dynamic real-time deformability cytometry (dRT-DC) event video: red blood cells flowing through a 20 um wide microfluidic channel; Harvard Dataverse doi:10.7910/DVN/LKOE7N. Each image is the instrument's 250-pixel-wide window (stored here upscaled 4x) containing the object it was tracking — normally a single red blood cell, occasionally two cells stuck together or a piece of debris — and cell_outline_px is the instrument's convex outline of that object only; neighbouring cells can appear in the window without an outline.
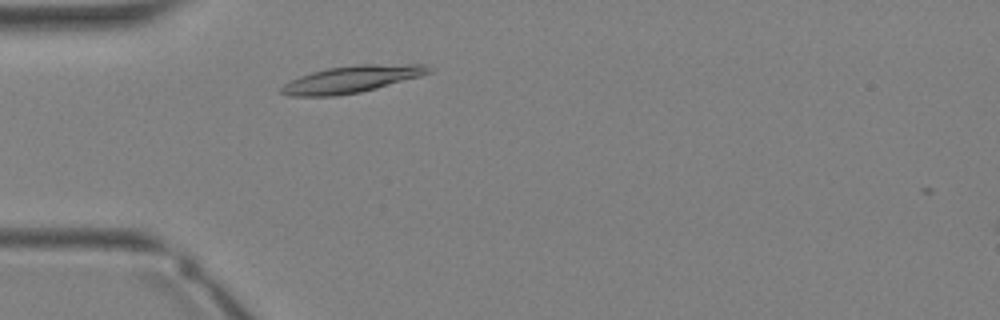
{"species": "Egyptian fruit bat (a non-hibernating species)", "species_latin": "Rousettus aegyptiacus", "temperature_condition": "warm", "stored_images_in_passage": 2, "camera_frame_rate_fps": 3000, "um_per_image_px": 0.085, "animal": {"sex": "female"}, "frame": {"image": 1, "passage_image": 1, "time_ms": 0.0, "image_size_px": [1000, 320], "cell_outline_px": [[432, 72], [420, 76], [376, 88], [360, 92], [332, 96], [288, 96], [280, 92], [280, 88], [284, 84], [300, 76], [312, 72], [328, 68], [356, 64], [424, 64], [432, 68]], "centroid_in_image_um": [29.9, 6.72], "position_along_channel_um": 55.1, "area_um2": 23.0}}